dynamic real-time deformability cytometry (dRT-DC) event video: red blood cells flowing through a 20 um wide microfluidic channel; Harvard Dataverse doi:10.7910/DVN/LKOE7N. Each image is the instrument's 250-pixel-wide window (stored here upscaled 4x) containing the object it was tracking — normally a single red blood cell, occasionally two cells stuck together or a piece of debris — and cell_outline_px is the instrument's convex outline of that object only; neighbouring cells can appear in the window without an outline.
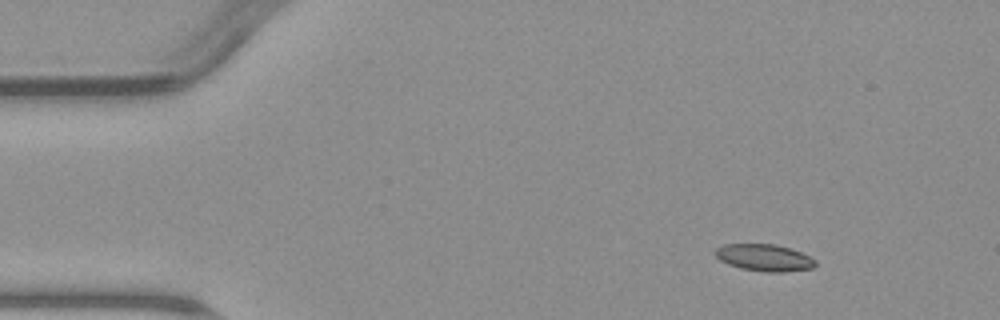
{"species": "common noctule bat (a hibernating species)", "species_latin": "Nyctalus noctula", "temperature_condition": "warm", "stored_images_in_passage": 5, "camera_frame_rate_fps": 3000, "um_per_image_px": 0.085, "animal": {"sex": "male", "body_mass_g": 23.1, "forearm_length_mm": 52.7}, "frame": {"image": 1, "passage_image": 2, "time_ms": 2.0, "image_size_px": [1000, 320], "cell_outline_px": [[816, 264], [812, 268], [784, 272], [764, 272], [740, 268], [728, 264], [720, 260], [712, 252], [716, 248], [724, 244], [776, 244], [792, 248], [816, 260]], "centroid_in_image_um": [64.94, 21.89], "position_along_channel_um": 20.1, "area_um2": 15.84}}
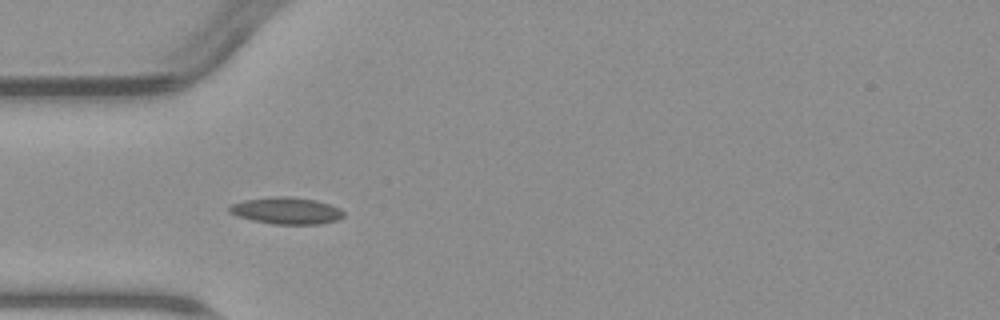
{"frame": {"image": 2, "passage_image": 4, "time_ms": 5.333, "image_size_px": [1000, 320], "cell_outline_px": [[344, 216], [336, 220], [320, 224], [276, 224], [252, 220], [236, 216], [228, 212], [228, 208], [232, 204], [244, 200], [272, 196], [288, 196], [316, 200], [340, 208], [344, 212]], "centroid_in_image_um": [24.33, 17.9], "position_along_channel_um": 60.7, "area_um2": 17.86}}
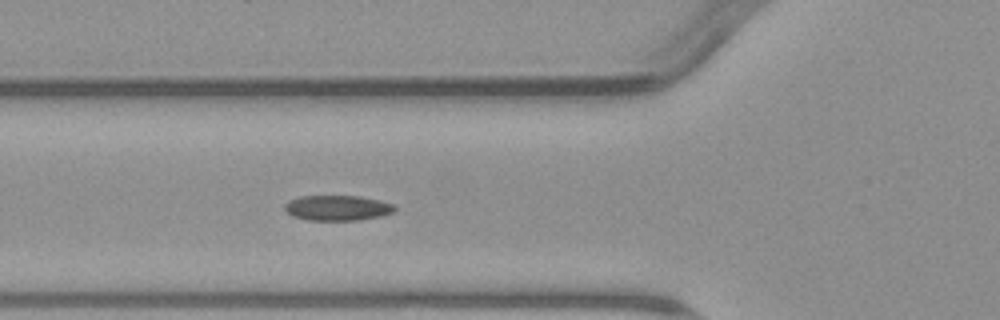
{"frame": {"image": 3, "passage_image": 5, "time_ms": 6.333, "image_size_px": [1000, 320], "cell_outline_px": [[396, 208], [392, 212], [380, 216], [360, 220], [308, 220], [292, 216], [284, 208], [284, 204], [288, 200], [300, 196], [360, 196], [380, 200], [396, 204]], "centroid_in_image_um": [28.69, 17.66], "position_along_channel_um": 97.1, "area_um2": 16.3}}